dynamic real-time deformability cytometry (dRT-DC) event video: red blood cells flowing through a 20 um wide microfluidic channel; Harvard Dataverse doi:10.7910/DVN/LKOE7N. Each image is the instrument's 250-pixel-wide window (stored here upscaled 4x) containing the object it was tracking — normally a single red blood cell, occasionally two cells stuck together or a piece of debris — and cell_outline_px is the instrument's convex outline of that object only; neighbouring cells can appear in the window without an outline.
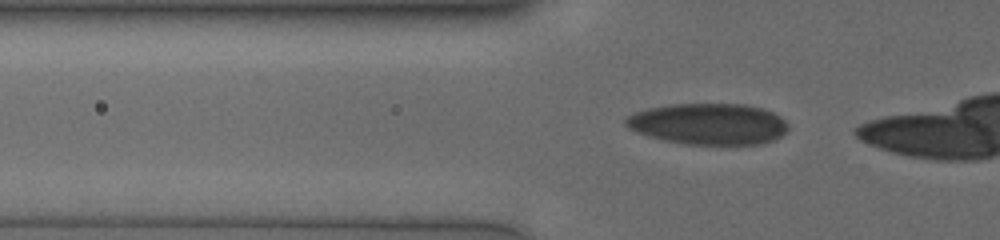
{"species": "human", "species_latin": "Homo sapiens", "temperature_condition": "cold", "stored_images_in_passage": 19, "camera_frame_rate_fps": 3000, "um_per_image_px": 0.085, "donor": {"sex": "male"}, "frame": {"image": 1, "passage_image": 16, "time_ms": 5.0, "image_size_px": [1000, 240], "cell_outline_px": [[788, 128], [776, 140], [760, 144], [688, 144], [668, 140], [652, 136], [628, 128], [624, 124], [624, 120], [628, 116], [636, 112], [648, 108], [672, 104], [744, 104], [760, 108], [772, 112], [780, 116], [788, 124]], "centroid_in_image_um": [60.26, 10.53], "position_along_channel_um": 65.5, "area_um2": 38.61}}